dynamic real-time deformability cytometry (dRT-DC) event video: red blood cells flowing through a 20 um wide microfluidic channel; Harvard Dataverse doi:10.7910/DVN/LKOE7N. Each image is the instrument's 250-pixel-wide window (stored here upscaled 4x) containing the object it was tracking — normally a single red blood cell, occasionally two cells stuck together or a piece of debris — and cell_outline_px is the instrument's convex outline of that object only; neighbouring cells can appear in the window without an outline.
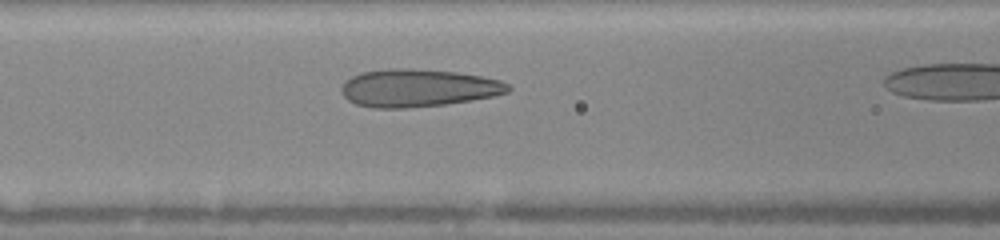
{"species": "human", "species_latin": "Homo sapiens", "temperature_condition": "warm", "stored_images_in_passage": 18, "camera_frame_rate_fps": 3000, "um_per_image_px": 0.085, "donor": {"sex": "female"}, "frame": {"image": 1, "passage_image": 6, "time_ms": 2.333, "image_size_px": [1000, 240], "cell_outline_px": [[512, 88], [508, 92], [492, 96], [444, 104], [404, 108], [372, 108], [356, 104], [348, 100], [344, 96], [340, 88], [352, 76], [364, 72], [388, 68], [408, 68], [456, 72], [480, 76], [500, 80], [508, 84]], "centroid_in_image_um": [35.52, 7.48], "position_along_channel_um": 131.1, "area_um2": 36.3}}